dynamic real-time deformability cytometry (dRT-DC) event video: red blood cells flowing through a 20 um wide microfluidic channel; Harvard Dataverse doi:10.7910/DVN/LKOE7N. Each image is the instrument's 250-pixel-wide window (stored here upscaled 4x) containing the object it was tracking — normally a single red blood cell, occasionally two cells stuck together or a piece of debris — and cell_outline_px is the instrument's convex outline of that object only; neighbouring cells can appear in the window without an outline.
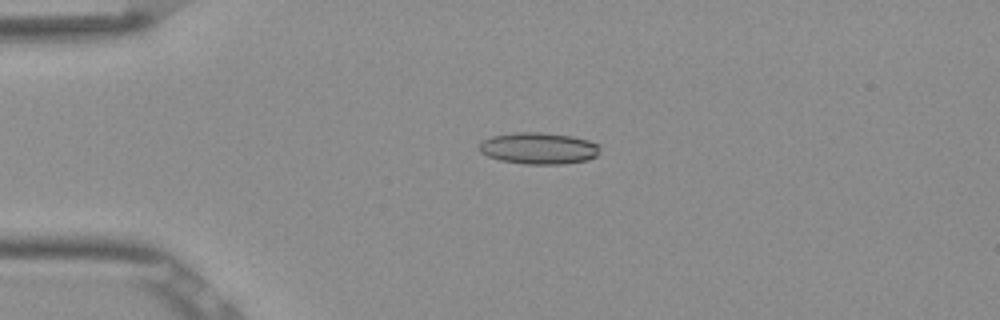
{"species": "Egyptian fruit bat (a non-hibernating species)", "species_latin": "Rousettus aegyptiacus", "temperature_condition": "room temperature", "stored_images_in_passage": 46, "camera_frame_rate_fps": 3000, "um_per_image_px": 0.085, "frame": {"image": 1, "passage_image": 6, "time_ms": 1.667, "image_size_px": [1000, 320], "cell_outline_px": [[600, 148], [596, 156], [588, 160], [564, 164], [524, 164], [500, 160], [488, 156], [480, 152], [476, 148], [484, 140], [492, 136], [512, 132], [544, 132], [572, 136], [588, 140], [600, 144]], "centroid_in_image_um": [45.79, 12.6], "position_along_channel_um": 39.2, "area_um2": 22.48}}
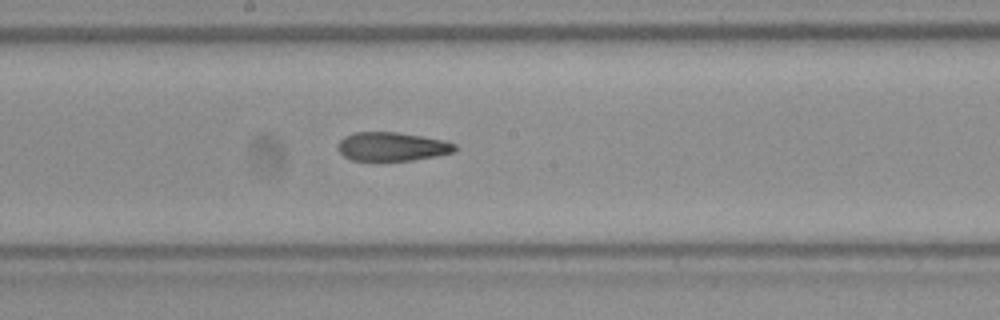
{"frame": {"image": 2, "passage_image": 22, "time_ms": 7.0, "image_size_px": [1000, 320], "cell_outline_px": [[456, 152], [436, 156], [412, 160], [352, 160], [344, 156], [336, 148], [336, 144], [344, 136], [352, 132], [396, 132], [424, 136], [444, 140], [456, 144]], "centroid_in_image_um": [33.32, 12.45], "position_along_channel_um": 214.9, "area_um2": 19.77}}
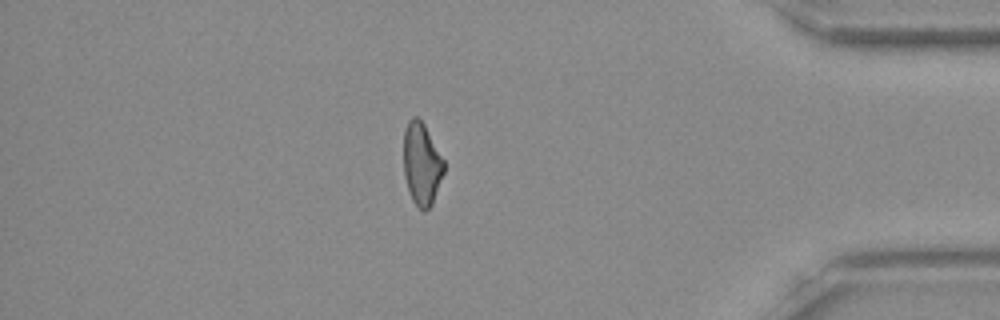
{"frame": {"image": 3, "passage_image": 39, "time_ms": 12.667, "image_size_px": [1000, 320], "cell_outline_px": [[444, 172], [432, 204], [424, 212], [412, 200], [404, 176], [404, 132], [408, 120], [412, 116], [416, 116], [424, 124], [444, 160]], "centroid_in_image_um": [35.84, 13.92], "position_along_channel_um": 399.4, "area_um2": 19.19}, "authors_computed_cell_mechanics": {"area_um2": 20.4612, "velocity_mm_per_s": 3.8709, "shape_relaxation_time_tau1_ms": null, "shape_relaxation_time_tau2_ms": 5.4296, "deformation_change_tau1": null, "deformation_change_tau2": 0.1342}}